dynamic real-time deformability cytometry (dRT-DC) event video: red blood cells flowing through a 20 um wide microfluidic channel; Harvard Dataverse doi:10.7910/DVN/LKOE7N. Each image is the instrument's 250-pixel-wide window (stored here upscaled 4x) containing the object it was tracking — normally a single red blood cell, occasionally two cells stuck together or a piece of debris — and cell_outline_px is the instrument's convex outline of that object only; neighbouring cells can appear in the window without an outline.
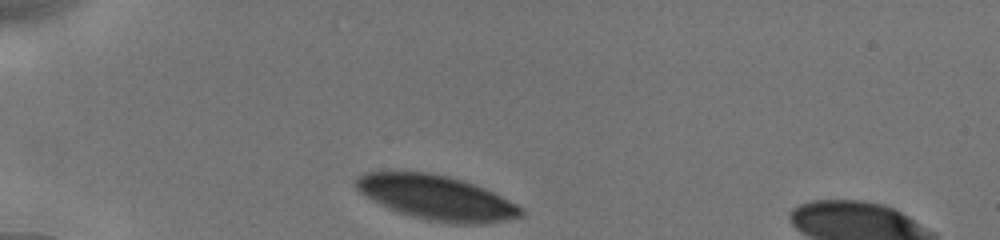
{"species": "human", "species_latin": "Homo sapiens", "temperature_condition": "cold", "stored_images_in_passage": 22, "camera_frame_rate_fps": 3000, "um_per_image_px": 0.085, "donor": {"sex": "male"}, "frame": {"image": 1, "passage_image": 1, "time_ms": 0.0, "image_size_px": [1000, 240], "cell_outline_px": [[524, 216], [484, 224], [452, 224], [428, 220], [400, 212], [388, 208], [372, 200], [360, 192], [356, 188], [352, 180], [356, 176], [364, 172], [428, 172], [448, 176], [464, 180], [476, 184], [524, 208]], "centroid_in_image_um": [37.1, 16.79], "position_along_channel_um": 47.9, "area_um2": 42.95}}
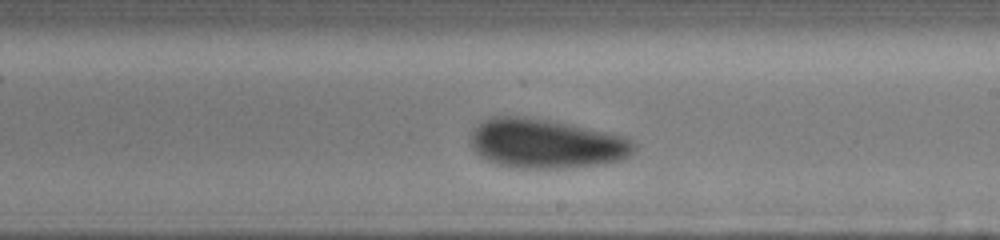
{"frame": {"image": 2, "passage_image": 13, "time_ms": 6.0, "image_size_px": [1000, 240], "cell_outline_px": [[636, 152], [624, 160], [604, 164], [564, 168], [508, 168], [492, 164], [484, 160], [472, 148], [472, 128], [480, 120], [492, 116], [520, 116], [548, 120], [568, 124], [624, 136], [632, 140], [636, 144]], "centroid_in_image_um": [46.4, 12.23], "position_along_channel_um": 242.6, "area_um2": 47.74}}
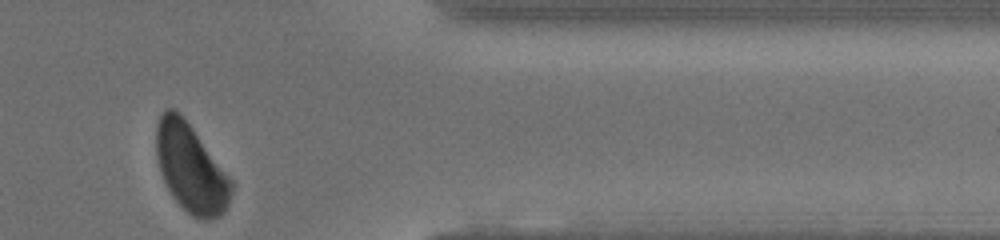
{"frame": {"image": 3, "passage_image": 22, "time_ms": 10.333, "image_size_px": [1000, 240], "cell_outline_px": [[236, 184], [228, 204], [224, 212], [220, 216], [208, 220], [204, 220], [192, 216], [172, 196], [160, 172], [156, 156], [156, 128], [160, 116], [168, 108], [172, 108], [180, 112]], "centroid_in_image_um": [16.25, 14.31], "position_along_channel_um": 395.2, "area_um2": 38.67}, "authors_computed_cell_mechanics": {"area_um2": 46.24, "velocity_mm_per_s": 3.8364, "shape_relaxation_time_tau1_ms": 1.842, "shape_relaxation_time_tau2_ms": 3.5713, "deformation_change_tau1": 0.0838, "deformation_change_tau2": 0.0829}}